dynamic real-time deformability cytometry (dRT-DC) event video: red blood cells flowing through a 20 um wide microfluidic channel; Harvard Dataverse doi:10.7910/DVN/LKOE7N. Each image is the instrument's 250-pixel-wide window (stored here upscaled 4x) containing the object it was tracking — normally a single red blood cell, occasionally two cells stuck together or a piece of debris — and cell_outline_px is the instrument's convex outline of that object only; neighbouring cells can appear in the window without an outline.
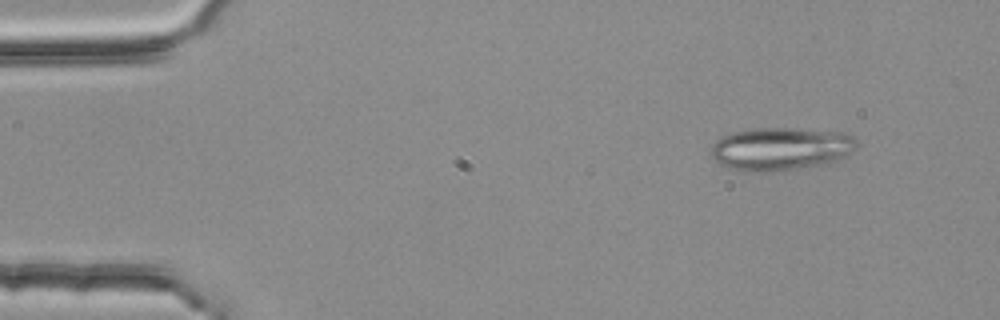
{"species": "common noctule bat (a hibernating species)", "species_latin": "Nyctalus noctula", "temperature_condition": "room temperature", "stored_images_in_passage": 3, "segment_of_instrument_passage": [2, 2], "camera_frame_rate_fps": 3000, "um_per_image_px": 0.085, "animal": {"sex": "female", "body_mass_g": 25.1}, "frame": {"image": 1, "passage_image": 3, "time_ms": 0.667, "image_size_px": [1000, 320], "cell_outline_px": [[856, 148], [848, 156], [824, 164], [796, 168], [728, 168], [720, 164], [712, 156], [712, 144], [716, 140], [732, 132], [756, 128], [792, 128], [848, 132], [856, 140]], "centroid_in_image_um": [66.45, 12.58], "position_along_channel_um": 18.6, "area_um2": 35.37}}